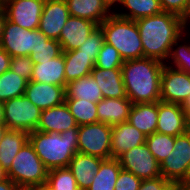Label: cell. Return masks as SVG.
<instances>
[{
	"mask_svg": "<svg viewBox=\"0 0 190 190\" xmlns=\"http://www.w3.org/2000/svg\"><path fill=\"white\" fill-rule=\"evenodd\" d=\"M146 142V135L128 122L112 126L111 155L118 158L122 153Z\"/></svg>",
	"mask_w": 190,
	"mask_h": 190,
	"instance_id": "cell-18",
	"label": "cell"
},
{
	"mask_svg": "<svg viewBox=\"0 0 190 190\" xmlns=\"http://www.w3.org/2000/svg\"><path fill=\"white\" fill-rule=\"evenodd\" d=\"M65 62V89L69 82L91 74L95 67L92 55L80 53L78 49L62 52Z\"/></svg>",
	"mask_w": 190,
	"mask_h": 190,
	"instance_id": "cell-25",
	"label": "cell"
},
{
	"mask_svg": "<svg viewBox=\"0 0 190 190\" xmlns=\"http://www.w3.org/2000/svg\"><path fill=\"white\" fill-rule=\"evenodd\" d=\"M68 6L69 14L73 17H79L93 21L100 25L112 13L108 5L103 0H65Z\"/></svg>",
	"mask_w": 190,
	"mask_h": 190,
	"instance_id": "cell-21",
	"label": "cell"
},
{
	"mask_svg": "<svg viewBox=\"0 0 190 190\" xmlns=\"http://www.w3.org/2000/svg\"><path fill=\"white\" fill-rule=\"evenodd\" d=\"M42 110L27 97L20 96L4 102V124L9 130H24L28 133L37 129Z\"/></svg>",
	"mask_w": 190,
	"mask_h": 190,
	"instance_id": "cell-7",
	"label": "cell"
},
{
	"mask_svg": "<svg viewBox=\"0 0 190 190\" xmlns=\"http://www.w3.org/2000/svg\"><path fill=\"white\" fill-rule=\"evenodd\" d=\"M112 126L104 123L81 125L78 128V152L110 159Z\"/></svg>",
	"mask_w": 190,
	"mask_h": 190,
	"instance_id": "cell-8",
	"label": "cell"
},
{
	"mask_svg": "<svg viewBox=\"0 0 190 190\" xmlns=\"http://www.w3.org/2000/svg\"><path fill=\"white\" fill-rule=\"evenodd\" d=\"M174 186L175 185L171 181L159 176L152 179L142 180L139 190H172Z\"/></svg>",
	"mask_w": 190,
	"mask_h": 190,
	"instance_id": "cell-41",
	"label": "cell"
},
{
	"mask_svg": "<svg viewBox=\"0 0 190 190\" xmlns=\"http://www.w3.org/2000/svg\"><path fill=\"white\" fill-rule=\"evenodd\" d=\"M142 180L133 173L121 169L114 190H139Z\"/></svg>",
	"mask_w": 190,
	"mask_h": 190,
	"instance_id": "cell-40",
	"label": "cell"
},
{
	"mask_svg": "<svg viewBox=\"0 0 190 190\" xmlns=\"http://www.w3.org/2000/svg\"><path fill=\"white\" fill-rule=\"evenodd\" d=\"M29 140L24 130H7L0 141V166L7 172L23 145Z\"/></svg>",
	"mask_w": 190,
	"mask_h": 190,
	"instance_id": "cell-26",
	"label": "cell"
},
{
	"mask_svg": "<svg viewBox=\"0 0 190 190\" xmlns=\"http://www.w3.org/2000/svg\"><path fill=\"white\" fill-rule=\"evenodd\" d=\"M69 17L65 0H46L38 29L47 38L59 40L61 30Z\"/></svg>",
	"mask_w": 190,
	"mask_h": 190,
	"instance_id": "cell-14",
	"label": "cell"
},
{
	"mask_svg": "<svg viewBox=\"0 0 190 190\" xmlns=\"http://www.w3.org/2000/svg\"><path fill=\"white\" fill-rule=\"evenodd\" d=\"M7 179V172L0 166V182Z\"/></svg>",
	"mask_w": 190,
	"mask_h": 190,
	"instance_id": "cell-51",
	"label": "cell"
},
{
	"mask_svg": "<svg viewBox=\"0 0 190 190\" xmlns=\"http://www.w3.org/2000/svg\"><path fill=\"white\" fill-rule=\"evenodd\" d=\"M6 20H7L6 12L4 10V7L1 5L0 6V40H1L2 32H3L4 24Z\"/></svg>",
	"mask_w": 190,
	"mask_h": 190,
	"instance_id": "cell-44",
	"label": "cell"
},
{
	"mask_svg": "<svg viewBox=\"0 0 190 190\" xmlns=\"http://www.w3.org/2000/svg\"><path fill=\"white\" fill-rule=\"evenodd\" d=\"M78 128L61 133L37 130L29 133V142L48 170L68 167L78 152Z\"/></svg>",
	"mask_w": 190,
	"mask_h": 190,
	"instance_id": "cell-3",
	"label": "cell"
},
{
	"mask_svg": "<svg viewBox=\"0 0 190 190\" xmlns=\"http://www.w3.org/2000/svg\"><path fill=\"white\" fill-rule=\"evenodd\" d=\"M98 26L93 21L70 16L62 28L58 40L62 51L78 49Z\"/></svg>",
	"mask_w": 190,
	"mask_h": 190,
	"instance_id": "cell-15",
	"label": "cell"
},
{
	"mask_svg": "<svg viewBox=\"0 0 190 190\" xmlns=\"http://www.w3.org/2000/svg\"><path fill=\"white\" fill-rule=\"evenodd\" d=\"M104 159L77 152L71 159L68 168L73 173L79 190H86L93 182Z\"/></svg>",
	"mask_w": 190,
	"mask_h": 190,
	"instance_id": "cell-19",
	"label": "cell"
},
{
	"mask_svg": "<svg viewBox=\"0 0 190 190\" xmlns=\"http://www.w3.org/2000/svg\"><path fill=\"white\" fill-rule=\"evenodd\" d=\"M12 57L0 47V76L10 69V61Z\"/></svg>",
	"mask_w": 190,
	"mask_h": 190,
	"instance_id": "cell-42",
	"label": "cell"
},
{
	"mask_svg": "<svg viewBox=\"0 0 190 190\" xmlns=\"http://www.w3.org/2000/svg\"><path fill=\"white\" fill-rule=\"evenodd\" d=\"M190 165V133L176 136L173 150L160 164L161 176L178 186Z\"/></svg>",
	"mask_w": 190,
	"mask_h": 190,
	"instance_id": "cell-9",
	"label": "cell"
},
{
	"mask_svg": "<svg viewBox=\"0 0 190 190\" xmlns=\"http://www.w3.org/2000/svg\"><path fill=\"white\" fill-rule=\"evenodd\" d=\"M189 30L185 31L180 37H178L171 47V51L168 57L169 65L165 63L167 66L172 67L174 69L186 72L190 74V43L188 41L184 44L179 43L184 39V35H186ZM183 37V38H182ZM171 59V61H170ZM172 64V65H171Z\"/></svg>",
	"mask_w": 190,
	"mask_h": 190,
	"instance_id": "cell-32",
	"label": "cell"
},
{
	"mask_svg": "<svg viewBox=\"0 0 190 190\" xmlns=\"http://www.w3.org/2000/svg\"><path fill=\"white\" fill-rule=\"evenodd\" d=\"M62 52L61 44L58 40L48 39L46 42H43L42 47L37 53H31L29 57L33 63L41 64V61H50L53 58L60 56Z\"/></svg>",
	"mask_w": 190,
	"mask_h": 190,
	"instance_id": "cell-36",
	"label": "cell"
},
{
	"mask_svg": "<svg viewBox=\"0 0 190 190\" xmlns=\"http://www.w3.org/2000/svg\"><path fill=\"white\" fill-rule=\"evenodd\" d=\"M0 124H4V103L0 101Z\"/></svg>",
	"mask_w": 190,
	"mask_h": 190,
	"instance_id": "cell-49",
	"label": "cell"
},
{
	"mask_svg": "<svg viewBox=\"0 0 190 190\" xmlns=\"http://www.w3.org/2000/svg\"><path fill=\"white\" fill-rule=\"evenodd\" d=\"M91 75L101 89L103 98H128L121 69L105 70L94 67Z\"/></svg>",
	"mask_w": 190,
	"mask_h": 190,
	"instance_id": "cell-22",
	"label": "cell"
},
{
	"mask_svg": "<svg viewBox=\"0 0 190 190\" xmlns=\"http://www.w3.org/2000/svg\"><path fill=\"white\" fill-rule=\"evenodd\" d=\"M44 3L42 0H3L2 6L8 21L18 24L21 28L36 30Z\"/></svg>",
	"mask_w": 190,
	"mask_h": 190,
	"instance_id": "cell-11",
	"label": "cell"
},
{
	"mask_svg": "<svg viewBox=\"0 0 190 190\" xmlns=\"http://www.w3.org/2000/svg\"><path fill=\"white\" fill-rule=\"evenodd\" d=\"M190 96V74L167 66L161 74V101L183 104Z\"/></svg>",
	"mask_w": 190,
	"mask_h": 190,
	"instance_id": "cell-12",
	"label": "cell"
},
{
	"mask_svg": "<svg viewBox=\"0 0 190 190\" xmlns=\"http://www.w3.org/2000/svg\"><path fill=\"white\" fill-rule=\"evenodd\" d=\"M175 137L155 132L146 136V145L155 159L161 164L173 150Z\"/></svg>",
	"mask_w": 190,
	"mask_h": 190,
	"instance_id": "cell-33",
	"label": "cell"
},
{
	"mask_svg": "<svg viewBox=\"0 0 190 190\" xmlns=\"http://www.w3.org/2000/svg\"><path fill=\"white\" fill-rule=\"evenodd\" d=\"M121 169L117 158L104 159L92 184L86 190H114Z\"/></svg>",
	"mask_w": 190,
	"mask_h": 190,
	"instance_id": "cell-29",
	"label": "cell"
},
{
	"mask_svg": "<svg viewBox=\"0 0 190 190\" xmlns=\"http://www.w3.org/2000/svg\"><path fill=\"white\" fill-rule=\"evenodd\" d=\"M65 88L55 84H44L29 81L26 85L24 96L39 109H49L65 102Z\"/></svg>",
	"mask_w": 190,
	"mask_h": 190,
	"instance_id": "cell-16",
	"label": "cell"
},
{
	"mask_svg": "<svg viewBox=\"0 0 190 190\" xmlns=\"http://www.w3.org/2000/svg\"><path fill=\"white\" fill-rule=\"evenodd\" d=\"M31 81L55 84L65 88V62L63 53L48 61L34 63Z\"/></svg>",
	"mask_w": 190,
	"mask_h": 190,
	"instance_id": "cell-24",
	"label": "cell"
},
{
	"mask_svg": "<svg viewBox=\"0 0 190 190\" xmlns=\"http://www.w3.org/2000/svg\"><path fill=\"white\" fill-rule=\"evenodd\" d=\"M24 190H52L47 183L42 184V185H36V186H31L28 188H25Z\"/></svg>",
	"mask_w": 190,
	"mask_h": 190,
	"instance_id": "cell-45",
	"label": "cell"
},
{
	"mask_svg": "<svg viewBox=\"0 0 190 190\" xmlns=\"http://www.w3.org/2000/svg\"><path fill=\"white\" fill-rule=\"evenodd\" d=\"M164 65L159 60L147 57L123 62V82L132 104L161 100V74Z\"/></svg>",
	"mask_w": 190,
	"mask_h": 190,
	"instance_id": "cell-2",
	"label": "cell"
},
{
	"mask_svg": "<svg viewBox=\"0 0 190 190\" xmlns=\"http://www.w3.org/2000/svg\"><path fill=\"white\" fill-rule=\"evenodd\" d=\"M128 123L146 136L155 133L158 123V101L132 104Z\"/></svg>",
	"mask_w": 190,
	"mask_h": 190,
	"instance_id": "cell-23",
	"label": "cell"
},
{
	"mask_svg": "<svg viewBox=\"0 0 190 190\" xmlns=\"http://www.w3.org/2000/svg\"><path fill=\"white\" fill-rule=\"evenodd\" d=\"M131 107L128 98H103L97 103L98 122L109 126L128 122Z\"/></svg>",
	"mask_w": 190,
	"mask_h": 190,
	"instance_id": "cell-20",
	"label": "cell"
},
{
	"mask_svg": "<svg viewBox=\"0 0 190 190\" xmlns=\"http://www.w3.org/2000/svg\"><path fill=\"white\" fill-rule=\"evenodd\" d=\"M73 127L79 126L64 102L59 106L42 110L36 130L46 133H61Z\"/></svg>",
	"mask_w": 190,
	"mask_h": 190,
	"instance_id": "cell-17",
	"label": "cell"
},
{
	"mask_svg": "<svg viewBox=\"0 0 190 190\" xmlns=\"http://www.w3.org/2000/svg\"><path fill=\"white\" fill-rule=\"evenodd\" d=\"M47 38L39 29L29 30L6 20L2 32L0 47L12 58L37 53Z\"/></svg>",
	"mask_w": 190,
	"mask_h": 190,
	"instance_id": "cell-6",
	"label": "cell"
},
{
	"mask_svg": "<svg viewBox=\"0 0 190 190\" xmlns=\"http://www.w3.org/2000/svg\"><path fill=\"white\" fill-rule=\"evenodd\" d=\"M117 159L122 169L133 173L141 180L161 176L160 163L152 155L146 143L131 148Z\"/></svg>",
	"mask_w": 190,
	"mask_h": 190,
	"instance_id": "cell-10",
	"label": "cell"
},
{
	"mask_svg": "<svg viewBox=\"0 0 190 190\" xmlns=\"http://www.w3.org/2000/svg\"><path fill=\"white\" fill-rule=\"evenodd\" d=\"M34 63L29 56L13 57L10 61V70L24 78L27 82L31 81Z\"/></svg>",
	"mask_w": 190,
	"mask_h": 190,
	"instance_id": "cell-39",
	"label": "cell"
},
{
	"mask_svg": "<svg viewBox=\"0 0 190 190\" xmlns=\"http://www.w3.org/2000/svg\"><path fill=\"white\" fill-rule=\"evenodd\" d=\"M104 41L113 46L126 60L143 58V45L136 21L112 13L100 25Z\"/></svg>",
	"mask_w": 190,
	"mask_h": 190,
	"instance_id": "cell-4",
	"label": "cell"
},
{
	"mask_svg": "<svg viewBox=\"0 0 190 190\" xmlns=\"http://www.w3.org/2000/svg\"><path fill=\"white\" fill-rule=\"evenodd\" d=\"M65 92V99H80L94 103L103 99L101 89L91 74L69 82Z\"/></svg>",
	"mask_w": 190,
	"mask_h": 190,
	"instance_id": "cell-27",
	"label": "cell"
},
{
	"mask_svg": "<svg viewBox=\"0 0 190 190\" xmlns=\"http://www.w3.org/2000/svg\"><path fill=\"white\" fill-rule=\"evenodd\" d=\"M27 83L24 78L10 69L4 72L0 76V101L4 103L15 97L23 96Z\"/></svg>",
	"mask_w": 190,
	"mask_h": 190,
	"instance_id": "cell-30",
	"label": "cell"
},
{
	"mask_svg": "<svg viewBox=\"0 0 190 190\" xmlns=\"http://www.w3.org/2000/svg\"><path fill=\"white\" fill-rule=\"evenodd\" d=\"M8 130L5 124H0V141L3 138L5 132Z\"/></svg>",
	"mask_w": 190,
	"mask_h": 190,
	"instance_id": "cell-50",
	"label": "cell"
},
{
	"mask_svg": "<svg viewBox=\"0 0 190 190\" xmlns=\"http://www.w3.org/2000/svg\"><path fill=\"white\" fill-rule=\"evenodd\" d=\"M163 12L178 15L190 24V0H159Z\"/></svg>",
	"mask_w": 190,
	"mask_h": 190,
	"instance_id": "cell-38",
	"label": "cell"
},
{
	"mask_svg": "<svg viewBox=\"0 0 190 190\" xmlns=\"http://www.w3.org/2000/svg\"><path fill=\"white\" fill-rule=\"evenodd\" d=\"M180 187H190V165L185 179L178 185Z\"/></svg>",
	"mask_w": 190,
	"mask_h": 190,
	"instance_id": "cell-46",
	"label": "cell"
},
{
	"mask_svg": "<svg viewBox=\"0 0 190 190\" xmlns=\"http://www.w3.org/2000/svg\"><path fill=\"white\" fill-rule=\"evenodd\" d=\"M17 185L9 178L0 182V190H18Z\"/></svg>",
	"mask_w": 190,
	"mask_h": 190,
	"instance_id": "cell-43",
	"label": "cell"
},
{
	"mask_svg": "<svg viewBox=\"0 0 190 190\" xmlns=\"http://www.w3.org/2000/svg\"><path fill=\"white\" fill-rule=\"evenodd\" d=\"M46 183L52 190H79L68 167L49 170Z\"/></svg>",
	"mask_w": 190,
	"mask_h": 190,
	"instance_id": "cell-34",
	"label": "cell"
},
{
	"mask_svg": "<svg viewBox=\"0 0 190 190\" xmlns=\"http://www.w3.org/2000/svg\"><path fill=\"white\" fill-rule=\"evenodd\" d=\"M172 190H190V187L174 186Z\"/></svg>",
	"mask_w": 190,
	"mask_h": 190,
	"instance_id": "cell-52",
	"label": "cell"
},
{
	"mask_svg": "<svg viewBox=\"0 0 190 190\" xmlns=\"http://www.w3.org/2000/svg\"><path fill=\"white\" fill-rule=\"evenodd\" d=\"M188 131V116L182 105L158 101V123L156 132L179 136Z\"/></svg>",
	"mask_w": 190,
	"mask_h": 190,
	"instance_id": "cell-13",
	"label": "cell"
},
{
	"mask_svg": "<svg viewBox=\"0 0 190 190\" xmlns=\"http://www.w3.org/2000/svg\"><path fill=\"white\" fill-rule=\"evenodd\" d=\"M48 171L28 140L14 157L7 171V178L11 179L19 189H25L45 184Z\"/></svg>",
	"mask_w": 190,
	"mask_h": 190,
	"instance_id": "cell-5",
	"label": "cell"
},
{
	"mask_svg": "<svg viewBox=\"0 0 190 190\" xmlns=\"http://www.w3.org/2000/svg\"><path fill=\"white\" fill-rule=\"evenodd\" d=\"M120 5L126 11H113V13L119 17L136 21L143 17H149L157 15L163 12L159 0H122Z\"/></svg>",
	"mask_w": 190,
	"mask_h": 190,
	"instance_id": "cell-28",
	"label": "cell"
},
{
	"mask_svg": "<svg viewBox=\"0 0 190 190\" xmlns=\"http://www.w3.org/2000/svg\"><path fill=\"white\" fill-rule=\"evenodd\" d=\"M182 108L187 116L190 115V96L186 99V101L182 104Z\"/></svg>",
	"mask_w": 190,
	"mask_h": 190,
	"instance_id": "cell-47",
	"label": "cell"
},
{
	"mask_svg": "<svg viewBox=\"0 0 190 190\" xmlns=\"http://www.w3.org/2000/svg\"><path fill=\"white\" fill-rule=\"evenodd\" d=\"M136 24L143 45V57L163 63L167 62L175 40L189 28L187 21L169 12L137 19Z\"/></svg>",
	"mask_w": 190,
	"mask_h": 190,
	"instance_id": "cell-1",
	"label": "cell"
},
{
	"mask_svg": "<svg viewBox=\"0 0 190 190\" xmlns=\"http://www.w3.org/2000/svg\"><path fill=\"white\" fill-rule=\"evenodd\" d=\"M124 60L121 58L119 52L111 45L104 42L101 50L98 53L95 62L96 68L102 69H121Z\"/></svg>",
	"mask_w": 190,
	"mask_h": 190,
	"instance_id": "cell-35",
	"label": "cell"
},
{
	"mask_svg": "<svg viewBox=\"0 0 190 190\" xmlns=\"http://www.w3.org/2000/svg\"><path fill=\"white\" fill-rule=\"evenodd\" d=\"M65 103L78 126L98 122L97 103L80 99H65Z\"/></svg>",
	"mask_w": 190,
	"mask_h": 190,
	"instance_id": "cell-31",
	"label": "cell"
},
{
	"mask_svg": "<svg viewBox=\"0 0 190 190\" xmlns=\"http://www.w3.org/2000/svg\"><path fill=\"white\" fill-rule=\"evenodd\" d=\"M188 132L190 133V115L188 116Z\"/></svg>",
	"mask_w": 190,
	"mask_h": 190,
	"instance_id": "cell-53",
	"label": "cell"
},
{
	"mask_svg": "<svg viewBox=\"0 0 190 190\" xmlns=\"http://www.w3.org/2000/svg\"><path fill=\"white\" fill-rule=\"evenodd\" d=\"M107 5H108V7L110 8V9H112V7H114L115 5H117V4H120V2L122 1V0H103ZM114 5V6H113Z\"/></svg>",
	"mask_w": 190,
	"mask_h": 190,
	"instance_id": "cell-48",
	"label": "cell"
},
{
	"mask_svg": "<svg viewBox=\"0 0 190 190\" xmlns=\"http://www.w3.org/2000/svg\"><path fill=\"white\" fill-rule=\"evenodd\" d=\"M104 33L100 26H98L78 48L80 53L85 55H92V60L96 62L98 53L101 50L102 44L104 43Z\"/></svg>",
	"mask_w": 190,
	"mask_h": 190,
	"instance_id": "cell-37",
	"label": "cell"
}]
</instances>
